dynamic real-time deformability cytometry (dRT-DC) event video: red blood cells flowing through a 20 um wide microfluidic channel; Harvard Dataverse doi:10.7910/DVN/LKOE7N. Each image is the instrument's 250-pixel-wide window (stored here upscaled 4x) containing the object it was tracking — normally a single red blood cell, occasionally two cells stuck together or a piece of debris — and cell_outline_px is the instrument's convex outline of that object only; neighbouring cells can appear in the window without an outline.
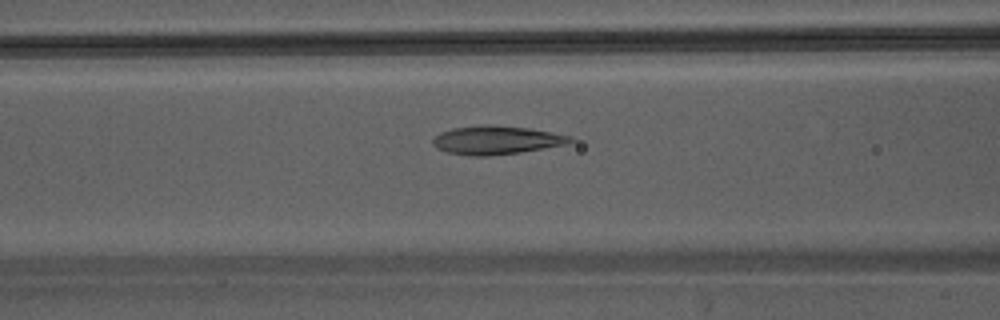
{"species": "Egyptian fruit bat (a non-hibernating species)", "species_latin": "Rousettus aegyptiacus", "temperature_condition": "warm", "stored_images_in_passage": 38, "camera_frame_rate_fps": 3000, "um_per_image_px": 0.085, "animal": {"sex": "male"}, "frame": {"image": 1, "passage_image": 12, "time_ms": 3.667, "image_size_px": [1000, 320], "cell_outline_px": [[576, 140], [568, 144], [520, 152], [488, 156], [472, 156], [448, 152], [436, 148], [432, 144], [432, 140], [440, 132], [452, 128], [484, 124], [528, 128], [552, 132], [572, 136]], "centroid_in_image_um": [42.2, 11.9], "position_along_channel_um": 124.4, "area_um2": 22.89}}
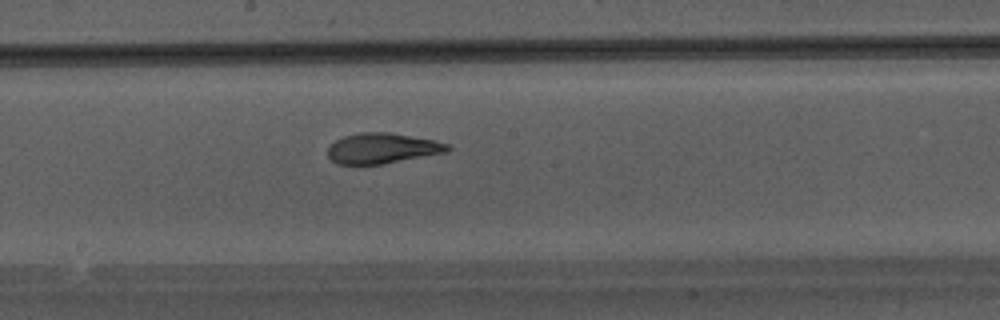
{"frame": {"image": 2, "passage_image": 18, "time_ms": 5.667, "image_size_px": [1000, 320], "cell_outline_px": [[452, 148], [448, 152], [380, 164], [336, 164], [328, 156], [328, 148], [336, 140], [344, 136], [360, 132], [388, 132], [432, 140], [448, 144]], "centroid_in_image_um": [32.48, 12.6], "position_along_channel_um": 215.7, "area_um2": 20.98}}
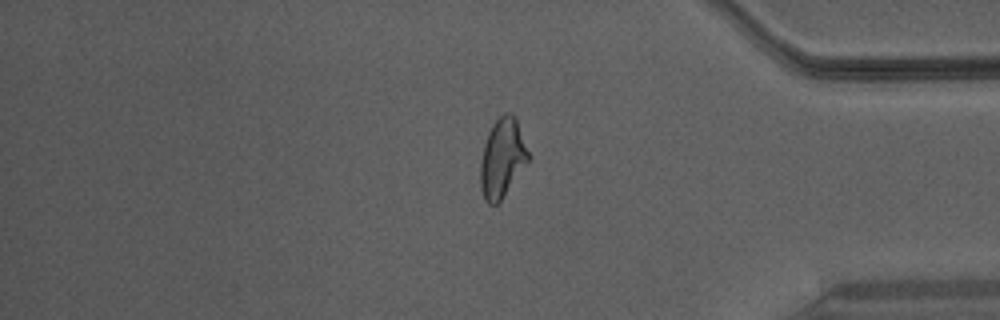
{"frame": {"image": 3, "passage_image": 31, "time_ms": 10.0, "image_size_px": [1000, 320], "cell_outline_px": [[528, 160], [500, 200], [496, 204], [488, 204], [484, 200], [480, 184], [480, 160], [484, 144], [488, 132], [492, 124], [504, 112], [512, 112], [516, 116], [528, 152]], "centroid_in_image_um": [42.66, 13.38], "position_along_channel_um": 392.5, "area_um2": 21.73}}